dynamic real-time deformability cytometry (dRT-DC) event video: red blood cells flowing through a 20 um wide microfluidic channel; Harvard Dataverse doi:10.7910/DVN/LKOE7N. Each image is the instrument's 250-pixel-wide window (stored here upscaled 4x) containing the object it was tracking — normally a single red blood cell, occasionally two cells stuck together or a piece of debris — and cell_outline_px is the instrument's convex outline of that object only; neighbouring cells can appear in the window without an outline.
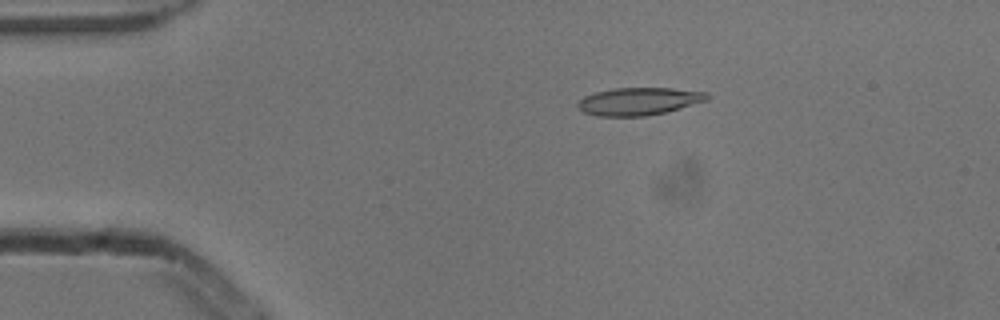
{"species": "common noctule bat (a hibernating species)", "species_latin": "Nyctalus noctula", "temperature_condition": "cold", "stored_images_in_passage": 5, "camera_frame_rate_fps": 3000, "um_per_image_px": 0.085, "animal": {"sex": "male", "body_mass_g": 13.3}, "frame": {"image": 1, "passage_image": 3, "time_ms": 0.667, "image_size_px": [1000, 320], "cell_outline_px": [[708, 100], [664, 112], [644, 116], [596, 116], [584, 112], [576, 104], [584, 96], [596, 92], [612, 88], [672, 88], [708, 92]], "centroid_in_image_um": [54.29, 8.6], "position_along_channel_um": 30.7, "area_um2": 20.63}}
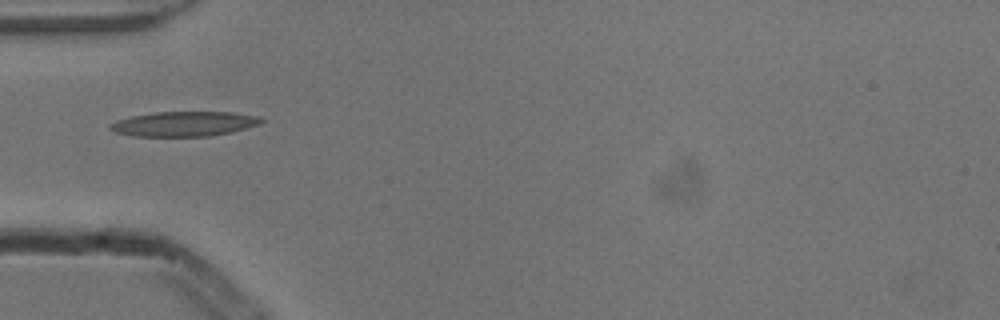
{"frame": {"image": 2, "passage_image": 5, "time_ms": 1.333, "image_size_px": [1000, 320], "cell_outline_px": [[264, 120], [260, 124], [232, 132], [208, 136], [132, 136], [116, 132], [108, 128], [108, 124], [116, 120], [132, 116], [156, 112], [232, 112], [260, 116]], "centroid_in_image_um": [15.65, 10.52], "position_along_channel_um": 69.3, "area_um2": 21.91}}